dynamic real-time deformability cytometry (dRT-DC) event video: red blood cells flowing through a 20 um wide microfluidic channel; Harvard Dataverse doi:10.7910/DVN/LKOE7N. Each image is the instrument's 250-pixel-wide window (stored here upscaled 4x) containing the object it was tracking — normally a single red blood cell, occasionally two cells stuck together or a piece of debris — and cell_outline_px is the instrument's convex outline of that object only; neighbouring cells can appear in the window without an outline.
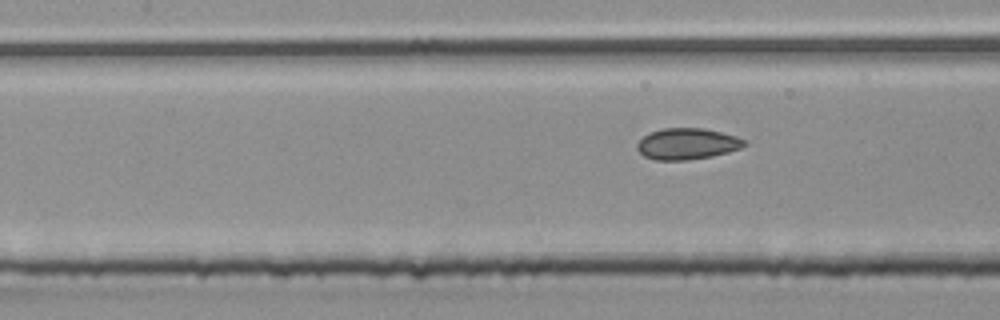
{"species": "common noctule bat (a hibernating species)", "species_latin": "Nyctalus noctula", "temperature_condition": "room temperature", "stored_images_in_passage": 6, "segment_of_instrument_passage": [2, 2], "camera_frame_rate_fps": 3000, "um_per_image_px": 0.085, "animal": {"sex": "male", "body_mass_g": 20.4}, "frame": {"image": 1, "passage_image": 6, "time_ms": 1.667, "image_size_px": [1000, 320], "cell_outline_px": [[748, 144], [740, 148], [728, 152], [712, 156], [688, 160], [656, 160], [644, 156], [636, 148], [636, 144], [648, 132], [664, 128], [704, 128], [736, 136], [748, 140]], "centroid_in_image_um": [58.42, 12.22], "position_along_channel_um": 149.0, "area_um2": 19.65}}